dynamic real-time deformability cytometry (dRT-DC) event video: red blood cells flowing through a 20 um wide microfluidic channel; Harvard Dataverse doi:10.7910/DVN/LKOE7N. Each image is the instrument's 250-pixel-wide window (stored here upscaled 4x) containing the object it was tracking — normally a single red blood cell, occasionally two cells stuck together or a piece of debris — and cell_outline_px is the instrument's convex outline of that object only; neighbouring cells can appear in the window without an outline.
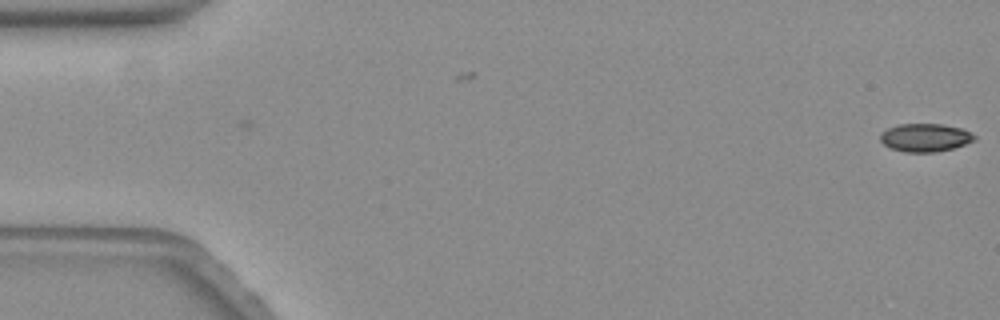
{"species": "common noctule bat (a hibernating species)", "species_latin": "Nyctalus noctula", "temperature_condition": "warm", "stored_images_in_passage": 38, "camera_frame_rate_fps": 3000, "um_per_image_px": 0.085, "animal": {"sex": "female", "body_mass_g": 19.3, "forearm_length_mm": 54.1}, "frame": {"image": 1, "passage_image": 1, "time_ms": 0.0, "image_size_px": [1000, 320], "cell_outline_px": [[976, 140], [952, 148], [936, 152], [904, 152], [892, 148], [884, 144], [880, 140], [880, 132], [888, 128], [900, 124], [940, 124], [960, 128], [976, 136]], "centroid_in_image_um": [78.61, 11.69], "position_along_channel_um": 6.4, "area_um2": 15.26}}
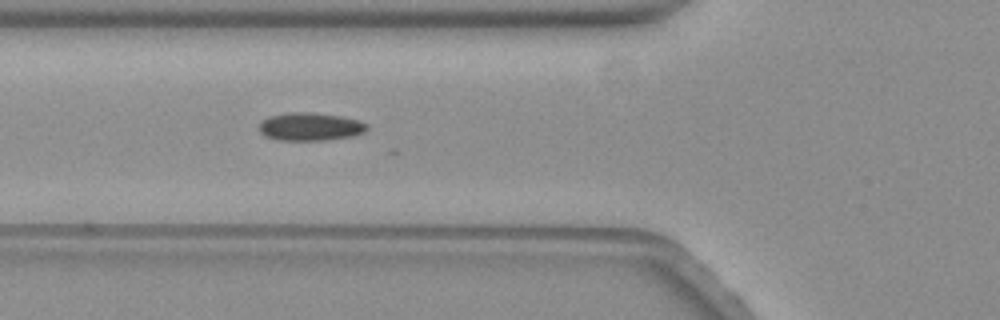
{"frame": {"image": 2, "passage_image": 22, "time_ms": 7.0, "image_size_px": [1000, 320], "cell_outline_px": [[368, 128], [364, 132], [352, 136], [324, 140], [276, 140], [264, 136], [260, 132], [260, 124], [268, 116], [292, 112], [308, 112], [340, 116], [360, 120], [368, 124]], "centroid_in_image_um": [26.38, 10.77], "position_along_channel_um": 99.4, "area_um2": 17.57}}
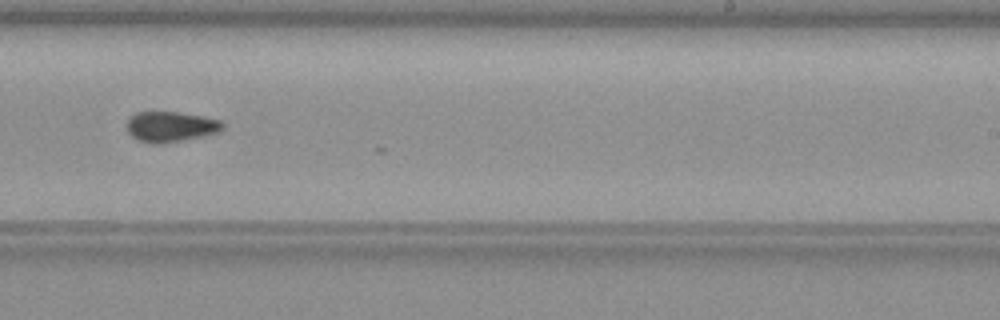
{"frame": {"image": 3, "passage_image": 37, "time_ms": 12.0, "image_size_px": [1000, 320], "cell_outline_px": [[224, 128], [220, 132], [204, 136], [164, 144], [148, 144], [136, 140], [128, 132], [128, 120], [136, 112], [180, 112], [220, 120], [224, 124]], "centroid_in_image_um": [14.52, 10.79], "position_along_channel_um": 274.5, "area_um2": 17.17}}